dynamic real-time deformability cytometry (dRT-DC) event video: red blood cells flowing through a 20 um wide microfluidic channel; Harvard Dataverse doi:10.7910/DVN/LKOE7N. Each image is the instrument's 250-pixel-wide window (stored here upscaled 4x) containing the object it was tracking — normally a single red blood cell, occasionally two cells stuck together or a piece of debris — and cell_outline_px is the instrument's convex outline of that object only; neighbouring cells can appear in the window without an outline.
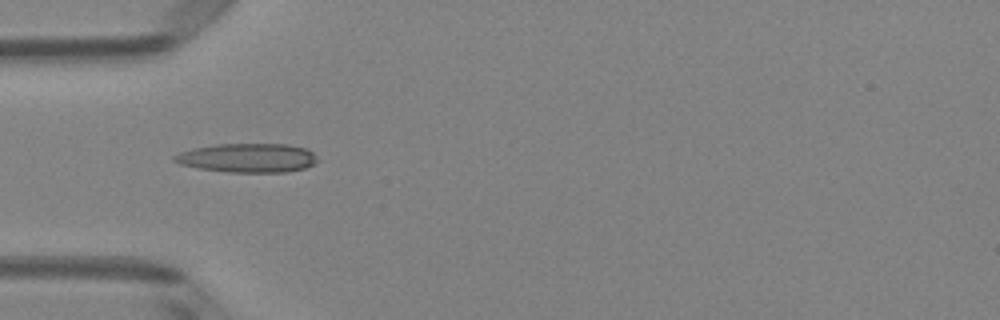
{"species": "Egyptian fruit bat (a non-hibernating species)", "species_latin": "Rousettus aegyptiacus", "temperature_condition": "room temperature", "stored_images_in_passage": 3, "camera_frame_rate_fps": 3000, "um_per_image_px": 0.085, "animal": {"sex": "female"}, "frame": {"image": 1, "passage_image": 2, "time_ms": 0.333, "image_size_px": [1000, 320], "cell_outline_px": [[316, 160], [312, 164], [304, 168], [288, 172], [228, 172], [196, 168], [180, 164], [172, 160], [172, 156], [180, 152], [192, 148], [216, 144], [288, 144], [304, 148], [312, 152], [316, 156]], "centroid_in_image_um": [20.99, 13.42], "position_along_channel_um": 64.0, "area_um2": 24.22}}
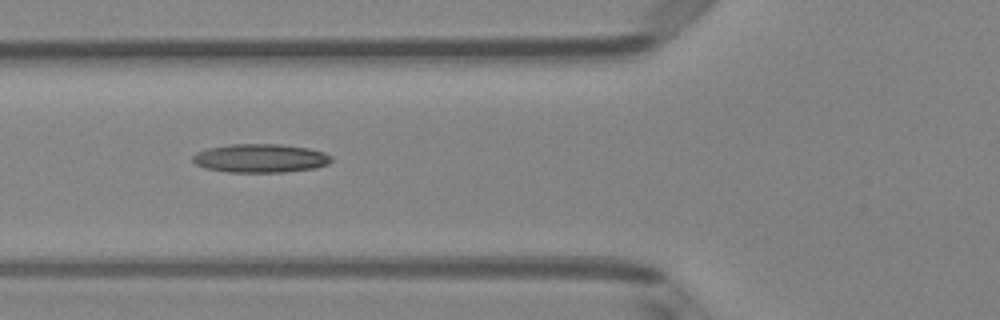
{"frame": {"image": 2, "passage_image": 3, "time_ms": 0.667, "image_size_px": [1000, 320], "cell_outline_px": [[332, 160], [328, 164], [316, 168], [284, 172], [228, 172], [204, 168], [196, 164], [192, 160], [192, 156], [196, 152], [208, 148], [228, 144], [280, 144], [308, 148], [324, 152], [332, 156]], "centroid_in_image_um": [22.13, 13.45], "position_along_channel_um": 103.7, "area_um2": 23.29}}